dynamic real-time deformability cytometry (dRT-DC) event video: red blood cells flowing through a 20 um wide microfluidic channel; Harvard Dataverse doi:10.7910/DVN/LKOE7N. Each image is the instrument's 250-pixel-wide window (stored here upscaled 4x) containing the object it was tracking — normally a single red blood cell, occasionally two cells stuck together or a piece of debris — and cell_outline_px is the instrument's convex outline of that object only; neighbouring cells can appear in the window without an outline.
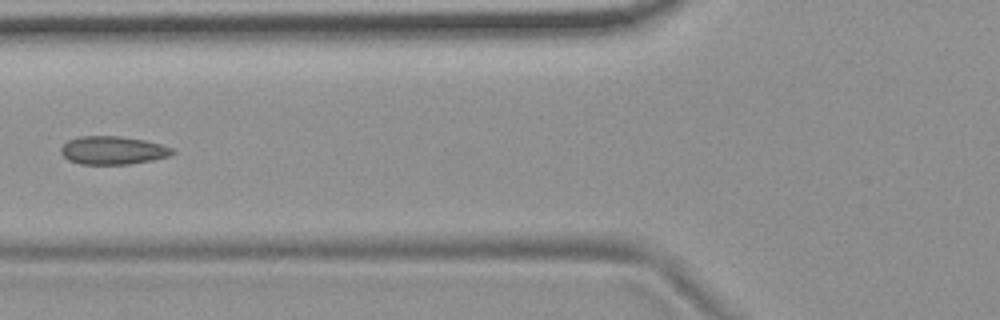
{"species": "common noctule bat (a hibernating species)", "species_latin": "Nyctalus noctula", "temperature_condition": "room temperature", "stored_images_in_passage": 5, "camera_frame_rate_fps": 3000, "um_per_image_px": 0.085, "animal": {"sex": "female", "body_mass_g": 19.9}, "frame": {"image": 1, "passage_image": 5, "time_ms": 1.333, "image_size_px": [1000, 320], "cell_outline_px": [[176, 152], [168, 156], [152, 160], [128, 164], [80, 164], [68, 160], [60, 152], [60, 148], [68, 140], [80, 136], [120, 136], [144, 140], [160, 144], [172, 148]], "centroid_in_image_um": [9.57, 12.78], "position_along_channel_um": 116.2, "area_um2": 18.26}}